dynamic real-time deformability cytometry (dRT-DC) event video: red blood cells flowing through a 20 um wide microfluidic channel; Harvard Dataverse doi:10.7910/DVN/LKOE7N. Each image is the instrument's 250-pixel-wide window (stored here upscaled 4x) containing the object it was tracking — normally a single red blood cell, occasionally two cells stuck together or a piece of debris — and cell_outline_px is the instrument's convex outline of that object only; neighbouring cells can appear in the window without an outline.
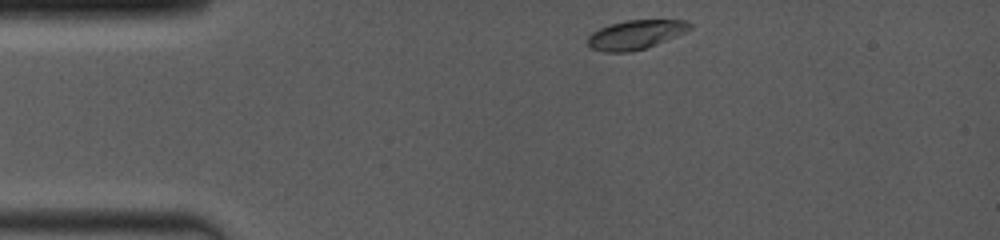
{"species": "common noctule bat (a hibernating species)", "species_latin": "Nyctalus noctula", "temperature_condition": "room temperature", "stored_images_in_passage": 44, "camera_frame_rate_fps": 4000, "um_per_image_px": 0.085, "animal": {"sex": "female", "body_mass_g": 19.0, "forearm_length_mm": 53.3}, "frame": {"image": 1, "passage_image": 1, "time_ms": 0.0, "image_size_px": [1000, 240], "cell_outline_px": [[692, 28], [644, 48], [628, 52], [608, 52], [592, 48], [588, 44], [588, 36], [592, 32], [608, 24], [628, 20], [688, 20], [692, 24]], "centroid_in_image_um": [53.99, 2.92], "position_along_channel_um": 31.0, "area_um2": 16.88}}
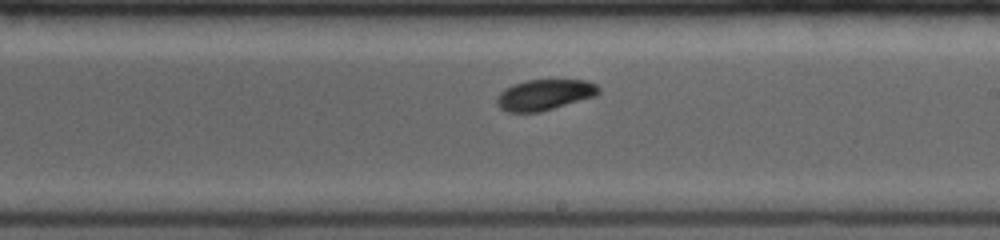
{"frame": {"image": 2, "passage_image": 25, "time_ms": 6.5, "image_size_px": [1000, 240], "cell_outline_px": [[600, 92], [596, 96], [540, 112], [508, 112], [500, 108], [496, 104], [496, 100], [500, 92], [516, 84], [528, 80], [588, 80], [596, 84], [600, 88]], "centroid_in_image_um": [46.32, 8.06], "position_along_channel_um": 242.7, "area_um2": 18.15}}
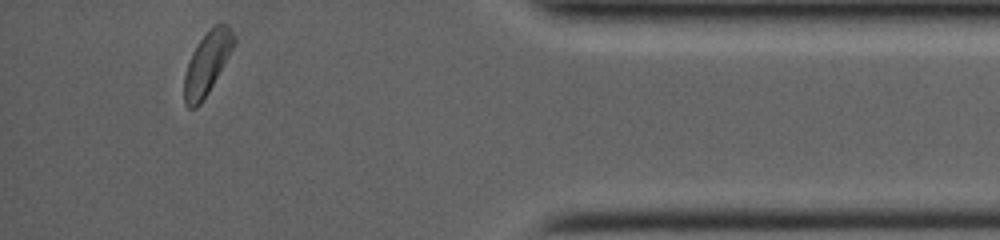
{"frame": {"image": 3, "passage_image": 44, "time_ms": 11.5, "image_size_px": [1000, 240], "cell_outline_px": [[236, 40], [232, 48], [208, 92], [200, 104], [196, 108], [188, 108], [184, 104], [184, 76], [192, 52], [200, 40], [216, 24], [228, 24], [236, 36]], "centroid_in_image_um": [17.59, 5.39], "position_along_channel_um": 417.6, "area_um2": 17.57}}